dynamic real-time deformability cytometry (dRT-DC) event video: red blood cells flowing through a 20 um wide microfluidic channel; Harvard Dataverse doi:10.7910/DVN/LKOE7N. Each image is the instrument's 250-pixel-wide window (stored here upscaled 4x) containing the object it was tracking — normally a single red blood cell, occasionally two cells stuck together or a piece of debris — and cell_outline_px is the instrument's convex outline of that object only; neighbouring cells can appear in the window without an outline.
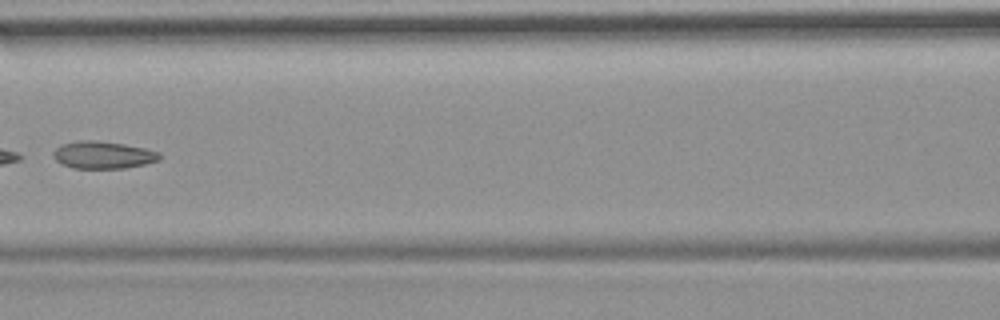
{"species": "common noctule bat (a hibernating species)", "species_latin": "Nyctalus noctula", "temperature_condition": "room temperature", "stored_images_in_passage": 9, "camera_frame_rate_fps": 3000, "um_per_image_px": 0.085, "animal": {"sex": "female", "body_mass_g": 19.9}, "frame": {"image": 1, "passage_image": 7, "time_ms": 7.333, "image_size_px": [1000, 320], "cell_outline_px": [[160, 160], [144, 164], [124, 168], [72, 168], [56, 160], [52, 156], [52, 152], [60, 144], [76, 140], [96, 140], [124, 144], [144, 148], [160, 152]], "centroid_in_image_um": [8.73, 13.16], "position_along_channel_um": 157.9, "area_um2": 16.99}}
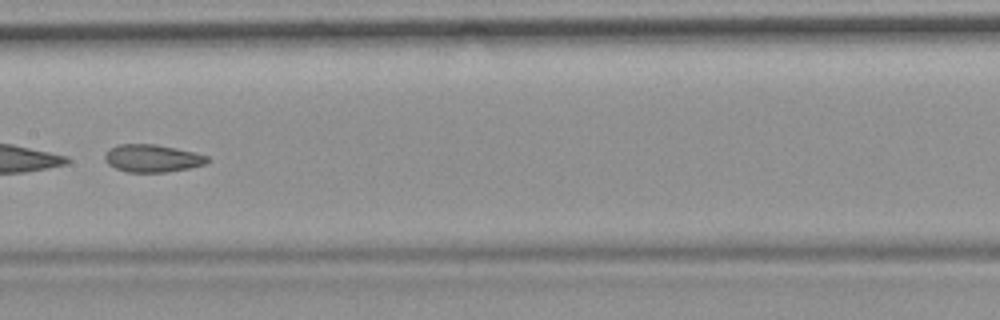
{"frame": {"image": 2, "passage_image": 8, "time_ms": 8.333, "image_size_px": [1000, 320], "cell_outline_px": [[212, 160], [204, 164], [188, 168], [164, 172], [128, 172], [116, 168], [108, 164], [104, 160], [104, 152], [108, 148], [120, 144], [156, 144], [196, 152], [208, 156]], "centroid_in_image_um": [12.93, 13.44], "position_along_channel_um": 194.5, "area_um2": 16.65}}